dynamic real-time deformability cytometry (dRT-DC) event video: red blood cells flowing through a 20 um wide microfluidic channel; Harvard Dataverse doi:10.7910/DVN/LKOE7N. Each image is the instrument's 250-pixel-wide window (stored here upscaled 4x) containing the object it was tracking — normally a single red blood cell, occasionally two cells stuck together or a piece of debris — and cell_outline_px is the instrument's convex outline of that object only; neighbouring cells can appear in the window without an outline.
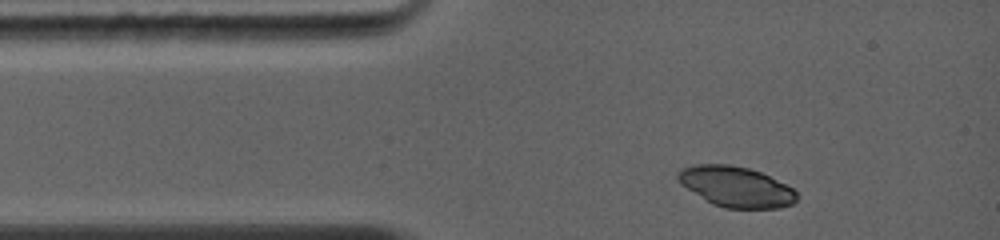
{"species": "common noctule bat (a hibernating species)", "species_latin": "Nyctalus noctula", "temperature_condition": "warm", "stored_images_in_passage": 2, "camera_frame_rate_fps": 5000, "um_per_image_px": 0.085, "animal": {"sex": "female", "body_mass_g": 19.0, "forearm_length_mm": 56.7}, "frame": {"image": 1, "passage_image": 1, "time_ms": 0.0, "image_size_px": [1000, 240], "cell_outline_px": [[796, 200], [792, 204], [780, 208], [724, 208], [712, 204], [680, 184], [676, 176], [676, 172], [680, 168], [696, 164], [728, 164], [748, 168], [760, 172], [792, 188], [796, 192]], "centroid_in_image_um": [62.51, 15.87], "position_along_channel_um": 22.5, "area_um2": 27.92}}